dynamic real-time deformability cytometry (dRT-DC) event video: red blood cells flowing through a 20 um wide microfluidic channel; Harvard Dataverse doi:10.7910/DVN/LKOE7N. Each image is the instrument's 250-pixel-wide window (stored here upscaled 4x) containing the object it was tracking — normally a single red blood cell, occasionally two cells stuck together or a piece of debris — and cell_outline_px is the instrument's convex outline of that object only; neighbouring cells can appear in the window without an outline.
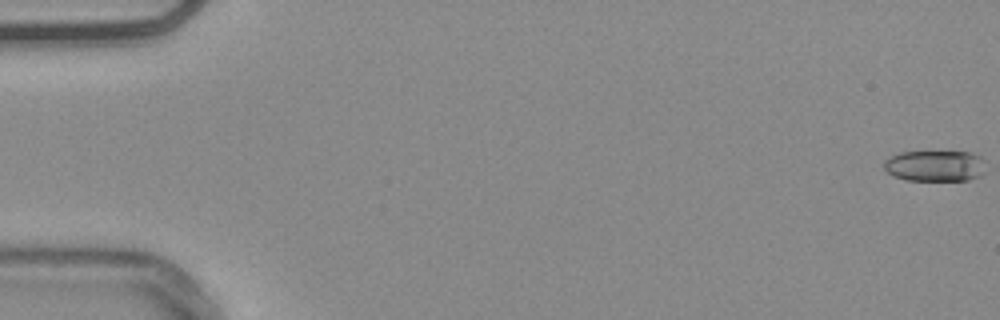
{"species": "common noctule bat (a hibernating species)", "species_latin": "Nyctalus noctula", "temperature_condition": "warm", "stored_images_in_passage": 55, "camera_frame_rate_fps": 3000, "um_per_image_px": 0.085, "animal": {"sex": "male", "body_mass_g": 20.4}, "frame": {"image": 1, "passage_image": 1, "time_ms": 0.0, "image_size_px": [1000, 320], "cell_outline_px": [[984, 172], [980, 176], [968, 180], [908, 180], [892, 176], [884, 168], [884, 160], [900, 152], [972, 152], [980, 156], [984, 160]], "centroid_in_image_um": [79.49, 14.1], "position_along_channel_um": 5.5, "area_um2": 18.44}}
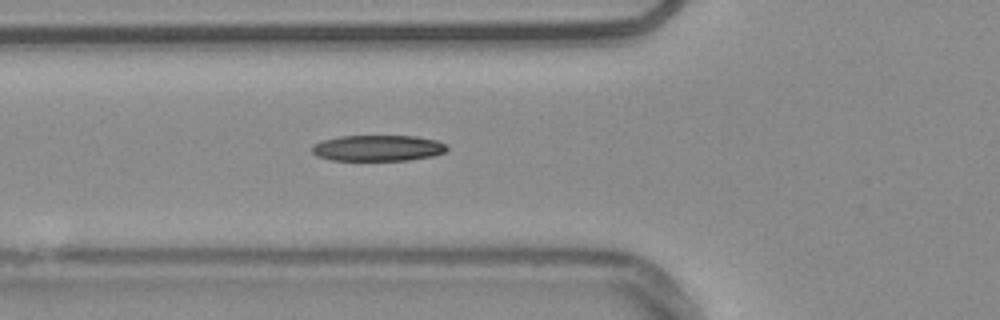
{"frame": {"image": 2, "passage_image": 21, "time_ms": 6.667, "image_size_px": [1000, 320], "cell_outline_px": [[448, 148], [444, 152], [432, 156], [408, 160], [332, 160], [316, 156], [312, 152], [312, 144], [320, 140], [340, 136], [416, 136], [436, 140], [444, 144]], "centroid_in_image_um": [32.07, 12.58], "position_along_channel_um": 93.7, "area_um2": 20.46}}
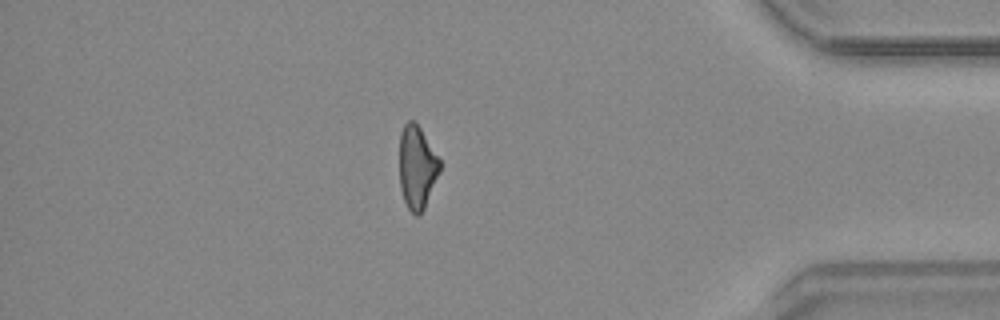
{"frame": {"image": 3, "passage_image": 48, "time_ms": 15.667, "image_size_px": [1000, 320], "cell_outline_px": [[440, 172], [424, 208], [416, 216], [408, 208], [404, 200], [400, 188], [400, 132], [404, 124], [408, 120], [412, 120], [420, 128], [440, 160]], "centroid_in_image_um": [35.44, 14.21], "position_along_channel_um": 399.8, "area_um2": 19.31}, "authors_computed_cell_mechanics": {"area_um2": 20.2878, "velocity_mm_per_s": 3.7944, "shape_relaxation_time_tau1_ms": 4.2492, "shape_relaxation_time_tau2_ms": 4.3602, "deformation_change_tau1": 0.1471, "deformation_change_tau2": 0.1415}}